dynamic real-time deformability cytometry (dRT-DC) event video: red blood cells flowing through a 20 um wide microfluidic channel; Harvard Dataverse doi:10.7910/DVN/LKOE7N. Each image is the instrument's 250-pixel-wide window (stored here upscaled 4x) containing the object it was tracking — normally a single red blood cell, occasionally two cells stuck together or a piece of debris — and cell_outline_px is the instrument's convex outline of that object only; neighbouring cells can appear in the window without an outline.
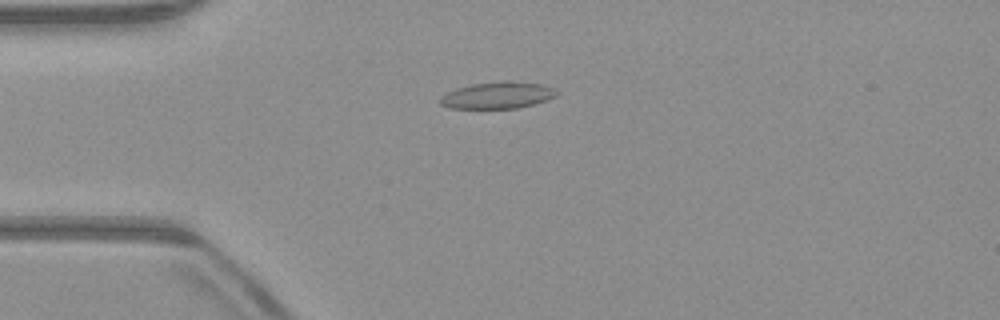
{"species": "common noctule bat (a hibernating species)", "species_latin": "Nyctalus noctula", "temperature_condition": "warm", "stored_images_in_passage": 48, "camera_frame_rate_fps": 3000, "um_per_image_px": 0.085, "animal": {"sex": "male", "body_mass_g": 23.1, "forearm_length_mm": 52.7}, "frame": {"image": 1, "passage_image": 9, "time_ms": 2.667, "image_size_px": [1000, 320], "cell_outline_px": [[560, 92], [556, 96], [548, 100], [516, 108], [448, 108], [440, 104], [440, 96], [444, 92], [456, 88], [472, 84], [500, 80], [508, 80], [544, 84]], "centroid_in_image_um": [42.28, 8.08], "position_along_channel_um": 42.7, "area_um2": 18.44}}
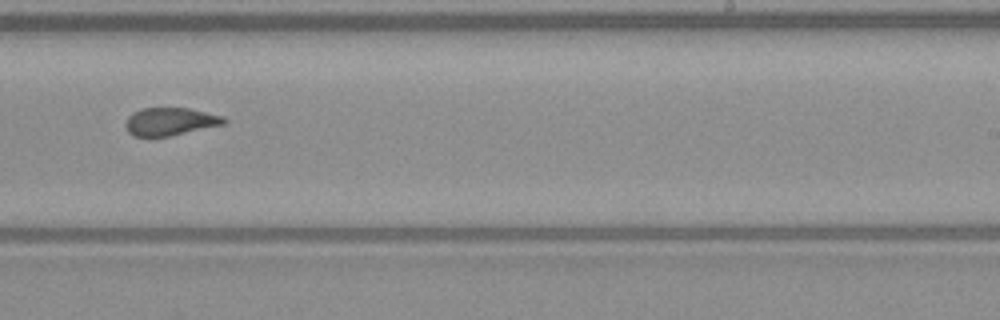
{"frame": {"image": 2, "passage_image": 28, "time_ms": 9.0, "image_size_px": [1000, 320], "cell_outline_px": [[228, 120], [224, 124], [168, 136], [132, 136], [128, 132], [124, 124], [128, 116], [132, 112], [140, 108], [188, 108], [224, 116]], "centroid_in_image_um": [14.43, 10.32], "position_along_channel_um": 274.6, "area_um2": 15.95}}
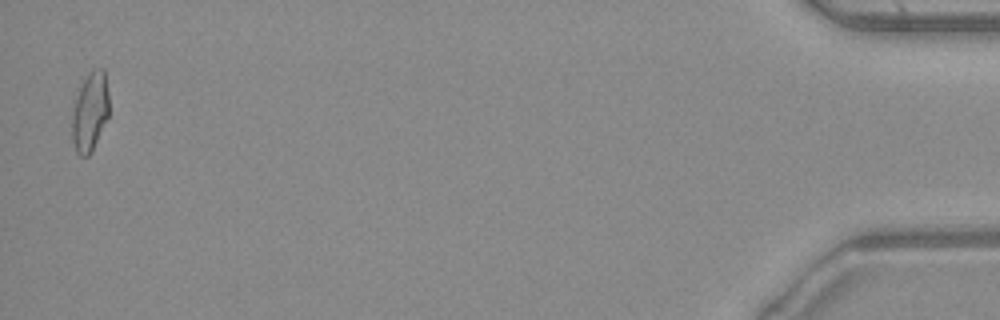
{"frame": {"image": 3, "passage_image": 47, "time_ms": 15.333, "image_size_px": [1000, 320], "cell_outline_px": [[108, 116], [92, 152], [88, 156], [80, 156], [76, 152], [72, 140], [72, 108], [80, 88], [88, 72], [92, 68], [104, 68], [108, 92]], "centroid_in_image_um": [7.64, 9.5], "position_along_channel_um": 427.6, "area_um2": 17.11}, "authors_computed_cell_mechanics": {"area_um2": 16.8776, "velocity_mm_per_s": 3.9893, "shape_relaxation_time_tau1_ms": 6.8796, "shape_relaxation_time_tau2_ms": 1.8857, "deformation_change_tau1": 0.1766, "deformation_change_tau2": 0.0938}}